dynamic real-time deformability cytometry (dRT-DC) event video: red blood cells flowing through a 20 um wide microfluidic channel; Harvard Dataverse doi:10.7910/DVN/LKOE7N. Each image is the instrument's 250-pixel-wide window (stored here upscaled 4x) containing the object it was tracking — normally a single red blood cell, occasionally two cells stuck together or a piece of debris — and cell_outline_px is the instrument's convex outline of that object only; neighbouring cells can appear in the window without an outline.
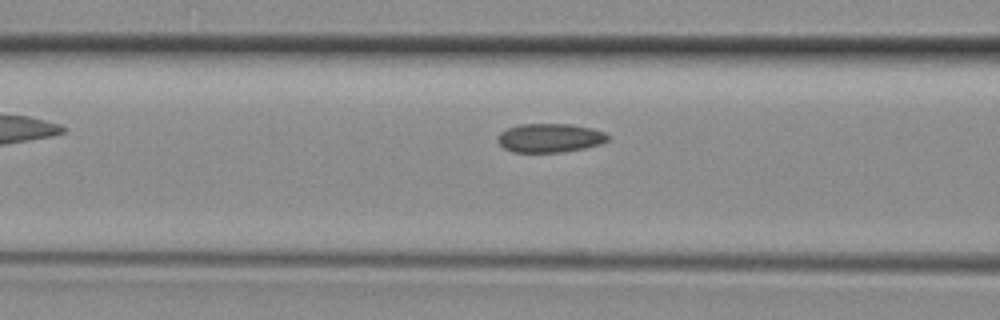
{"species": "common noctule bat (a hibernating species)", "species_latin": "Nyctalus noctula", "temperature_condition": "room temperature", "stored_images_in_passage": 4, "camera_frame_rate_fps": 3000, "um_per_image_px": 0.085, "animal": {"sex": "female", "body_mass_g": 29.2, "forearm_length_mm": 56.3}, "frame": {"image": 1, "passage_image": 4, "time_ms": 1.0, "image_size_px": [1000, 320], "cell_outline_px": [[608, 140], [600, 144], [584, 148], [564, 152], [512, 152], [504, 148], [496, 140], [500, 132], [508, 128], [520, 124], [572, 124], [592, 128], [604, 132], [608, 136]], "centroid_in_image_um": [46.72, 11.72], "position_along_channel_um": 119.9, "area_um2": 18.55}}